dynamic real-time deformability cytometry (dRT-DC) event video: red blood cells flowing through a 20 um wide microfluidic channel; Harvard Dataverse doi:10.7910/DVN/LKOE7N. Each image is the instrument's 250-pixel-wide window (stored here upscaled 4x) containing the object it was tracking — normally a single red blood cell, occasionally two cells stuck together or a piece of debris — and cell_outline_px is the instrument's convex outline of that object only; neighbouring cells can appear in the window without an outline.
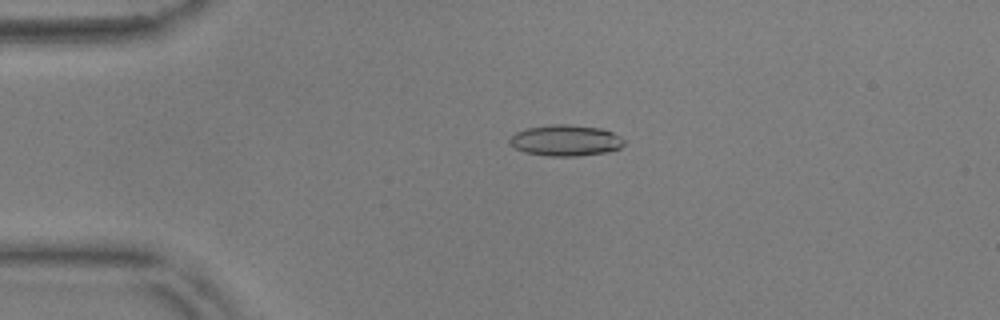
{"species": "common noctule bat (a hibernating species)", "species_latin": "Nyctalus noctula", "temperature_condition": "warm", "stored_images_in_passage": 56, "camera_frame_rate_fps": 3000, "um_per_image_px": 0.085, "animal": {"sex": "male", "body_mass_g": 17.9, "forearm_length_mm": 54.2}, "frame": {"image": 1, "passage_image": 13, "time_ms": 4.0, "image_size_px": [1000, 320], "cell_outline_px": [[624, 144], [620, 148], [608, 152], [576, 156], [548, 156], [524, 152], [508, 144], [508, 140], [516, 132], [528, 128], [552, 124], [568, 124], [600, 128], [612, 132], [620, 136], [624, 140]], "centroid_in_image_um": [48.07, 11.94], "position_along_channel_um": 36.9, "area_um2": 20.75}}
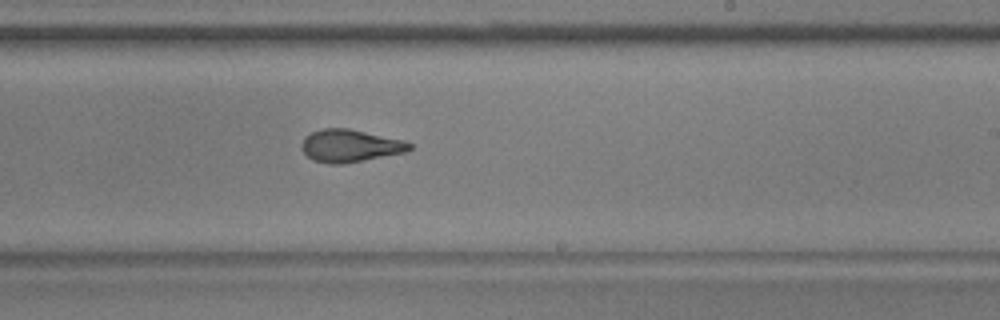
{"frame": {"image": 2, "passage_image": 34, "time_ms": 11.0, "image_size_px": [1000, 320], "cell_outline_px": [[412, 148], [404, 152], [364, 160], [340, 164], [332, 164], [312, 160], [300, 148], [304, 136], [312, 132], [324, 128], [348, 128], [404, 140], [412, 144]], "centroid_in_image_um": [29.73, 12.38], "position_along_channel_um": 259.3, "area_um2": 20.35}}
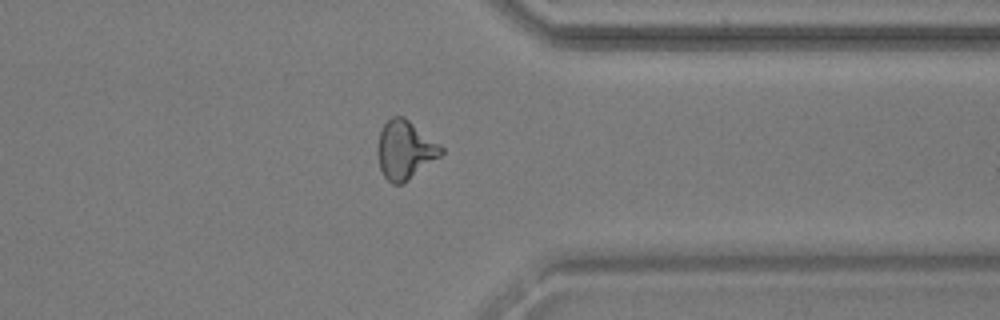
{"frame": {"image": 3, "passage_image": 44, "time_ms": 14.333, "image_size_px": [1000, 320], "cell_outline_px": [[444, 152], [440, 156], [404, 184], [392, 184], [384, 176], [380, 168], [376, 152], [376, 148], [380, 132], [384, 124], [392, 116], [404, 116], [440, 144], [444, 148]], "centroid_in_image_um": [34.42, 12.75], "position_along_channel_um": 377.0, "area_um2": 21.85}, "authors_computed_cell_mechanics": {"area_um2": 20.7791, "velocity_mm_per_s": 3.6707, "shape_relaxation_time_tau1_ms": 9.6971, "shape_relaxation_time_tau2_ms": 1.9024, "deformation_change_tau1": 0.2562, "deformation_change_tau2": 0.0981}}